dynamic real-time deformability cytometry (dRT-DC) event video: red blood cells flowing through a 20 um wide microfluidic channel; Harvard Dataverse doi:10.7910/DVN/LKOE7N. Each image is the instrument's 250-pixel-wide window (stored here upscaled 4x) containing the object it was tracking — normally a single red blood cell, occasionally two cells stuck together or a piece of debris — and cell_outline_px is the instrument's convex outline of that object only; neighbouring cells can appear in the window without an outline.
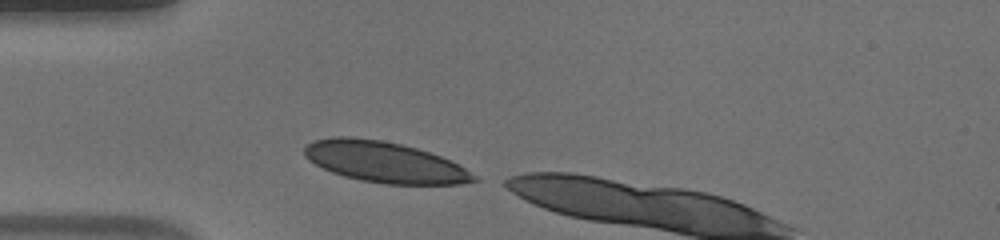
{"species": "human", "species_latin": "Homo sapiens", "temperature_condition": "warm", "stored_images_in_passage": 16, "camera_frame_rate_fps": 3000, "um_per_image_px": 0.085, "donor": {"sex": "male"}, "frame": {"image": 1, "passage_image": 1, "time_ms": 0.0, "image_size_px": [1000, 240], "cell_outline_px": [[480, 180], [460, 184], [384, 184], [360, 180], [344, 176], [332, 172], [316, 164], [304, 156], [304, 144], [312, 140], [332, 136], [352, 136], [384, 140], [416, 148], [440, 156], [480, 176]], "centroid_in_image_um": [32.66, 13.76], "position_along_channel_um": 52.3, "area_um2": 40.52}}
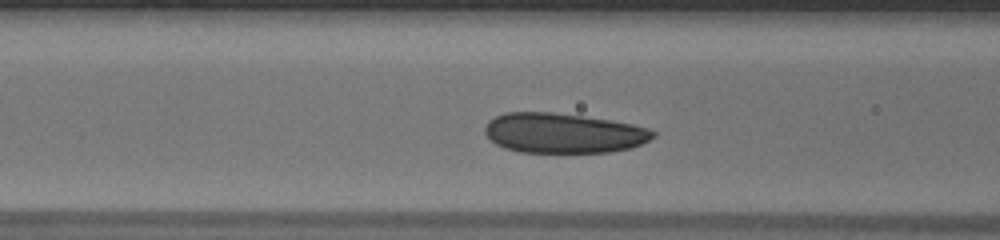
{"frame": {"image": 2, "passage_image": 7, "time_ms": 2.0, "image_size_px": [1000, 240], "cell_outline_px": [[656, 136], [632, 148], [608, 152], [520, 152], [504, 148], [496, 144], [484, 132], [484, 128], [488, 120], [504, 112], [552, 112], [612, 120], [632, 124], [648, 128], [656, 132]], "centroid_in_image_um": [47.88, 11.31], "position_along_channel_um": 118.7, "area_um2": 39.19}}
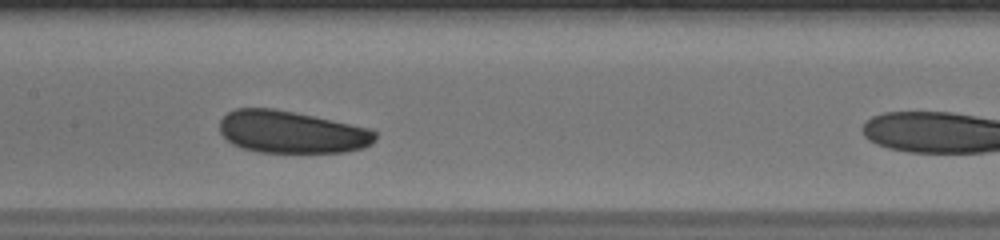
{"frame": {"image": 3, "passage_image": 12, "time_ms": 3.667, "image_size_px": [1000, 240], "cell_outline_px": [[376, 140], [372, 144], [364, 148], [344, 152], [260, 152], [240, 148], [232, 144], [220, 132], [220, 120], [228, 112], [236, 108], [276, 108], [372, 128], [376, 132]], "centroid_in_image_um": [24.81, 11.22], "position_along_channel_um": 182.6, "area_um2": 38.67}}